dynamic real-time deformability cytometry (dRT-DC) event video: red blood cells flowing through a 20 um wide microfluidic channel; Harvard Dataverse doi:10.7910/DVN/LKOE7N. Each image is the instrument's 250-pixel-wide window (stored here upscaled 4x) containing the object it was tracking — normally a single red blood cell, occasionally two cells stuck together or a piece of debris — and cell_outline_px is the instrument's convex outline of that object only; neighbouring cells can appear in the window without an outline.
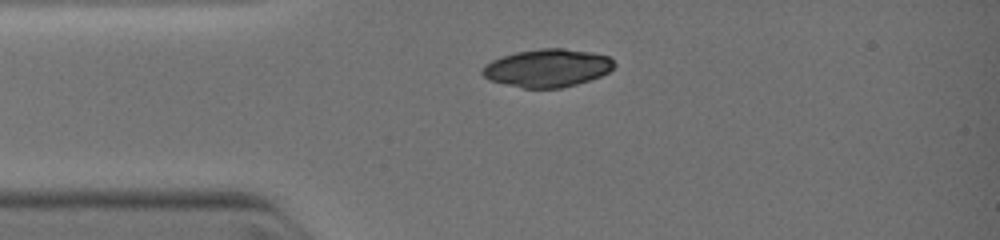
{"species": "common noctule bat (a hibernating species)", "species_latin": "Nyctalus noctula", "temperature_condition": "warm", "stored_images_in_passage": 18, "camera_frame_rate_fps": 3000, "um_per_image_px": 0.085, "animal": {"sex": "female", "body_mass_g": 19.0, "forearm_length_mm": 51.5}, "frame": {"image": 1, "passage_image": 1, "time_ms": 0.0, "image_size_px": [1000, 240], "cell_outline_px": [[616, 64], [608, 72], [600, 76], [576, 84], [560, 88], [520, 88], [488, 80], [480, 72], [484, 64], [500, 56], [516, 52], [540, 48], [564, 48], [588, 52], [608, 56]], "centroid_in_image_um": [46.47, 5.78], "position_along_channel_um": 38.5, "area_um2": 29.19}}
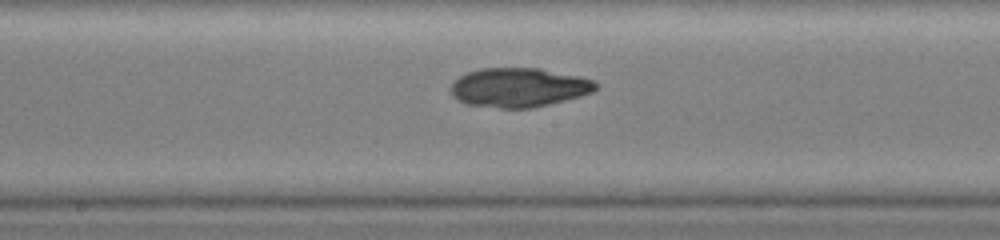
{"frame": {"image": 2, "passage_image": 11, "time_ms": 3.667, "image_size_px": [1000, 240], "cell_outline_px": [[600, 84], [592, 92], [580, 96], [532, 108], [500, 108], [464, 104], [452, 96], [452, 84], [460, 76], [468, 72], [480, 68], [540, 68], [580, 76], [596, 80]], "centroid_in_image_um": [44.13, 7.43], "position_along_channel_um": 204.1, "area_um2": 33.18}}
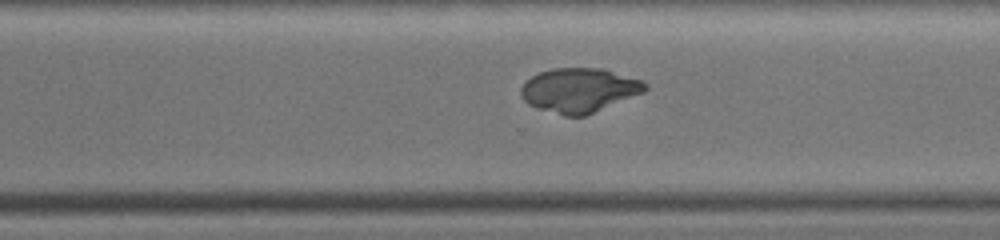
{"frame": {"image": 3, "passage_image": 18, "time_ms": 6.0, "image_size_px": [1000, 240], "cell_outline_px": [[648, 88], [644, 92], [584, 116], [564, 116], [536, 108], [528, 104], [524, 100], [520, 92], [520, 88], [532, 76], [540, 72], [552, 68], [604, 68], [644, 80], [648, 84]], "centroid_in_image_um": [49.26, 7.66], "position_along_channel_um": 321.3, "area_um2": 32.19}}